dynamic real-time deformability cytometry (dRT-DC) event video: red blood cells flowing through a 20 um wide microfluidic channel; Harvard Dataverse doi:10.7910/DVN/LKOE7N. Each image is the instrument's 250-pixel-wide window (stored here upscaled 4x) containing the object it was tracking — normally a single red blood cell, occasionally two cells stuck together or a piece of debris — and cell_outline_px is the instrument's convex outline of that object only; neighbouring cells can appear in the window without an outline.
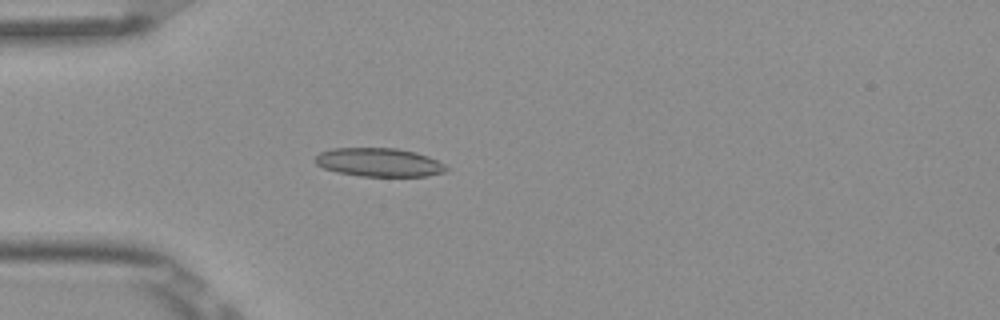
{"species": "Egyptian fruit bat (a non-hibernating species)", "species_latin": "Rousettus aegyptiacus", "temperature_condition": "room temperature", "stored_images_in_passage": 4, "camera_frame_rate_fps": 3000, "um_per_image_px": 0.085, "frame": {"image": 1, "passage_image": 4, "time_ms": 1.0, "image_size_px": [1000, 320], "cell_outline_px": [[448, 168], [444, 172], [424, 176], [360, 176], [336, 172], [324, 168], [316, 164], [316, 156], [320, 152], [332, 148], [396, 148], [416, 152], [428, 156], [444, 164]], "centroid_in_image_um": [32.2, 13.79], "position_along_channel_um": 52.8, "area_um2": 21.73}}